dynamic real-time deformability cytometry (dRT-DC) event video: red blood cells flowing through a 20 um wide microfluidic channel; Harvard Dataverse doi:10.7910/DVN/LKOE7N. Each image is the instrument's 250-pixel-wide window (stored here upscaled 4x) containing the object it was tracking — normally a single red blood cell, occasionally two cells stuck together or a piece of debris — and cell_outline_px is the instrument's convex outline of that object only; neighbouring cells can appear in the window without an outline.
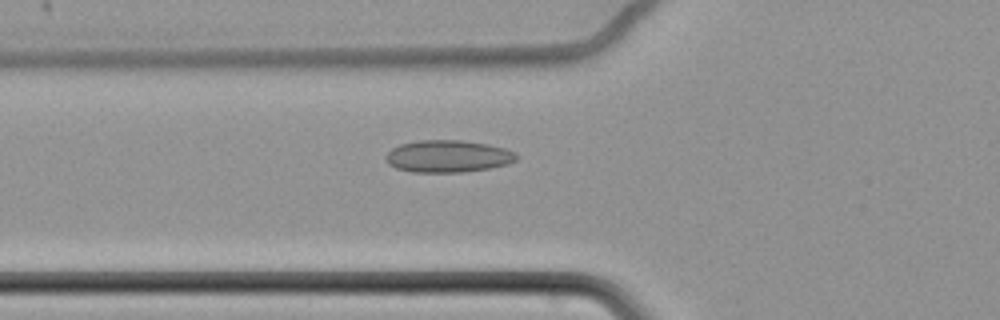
{"species": "common noctule bat (a hibernating species)", "species_latin": "Nyctalus noctula", "temperature_condition": "cold", "stored_images_in_passage": 62, "camera_frame_rate_fps": 3000, "um_per_image_px": 0.085, "animal": {"sex": "female", "body_mass_g": 22.7, "forearm_length_mm": 54.2}, "frame": {"image": 1, "passage_image": 24, "time_ms": 7.667, "image_size_px": [1000, 320], "cell_outline_px": [[520, 156], [516, 160], [508, 164], [492, 168], [464, 172], [412, 172], [396, 168], [388, 164], [384, 156], [392, 148], [400, 144], [420, 140], [460, 140], [488, 144], [504, 148], [516, 152]], "centroid_in_image_um": [38.1, 13.29], "position_along_channel_um": 87.7, "area_um2": 24.74}}
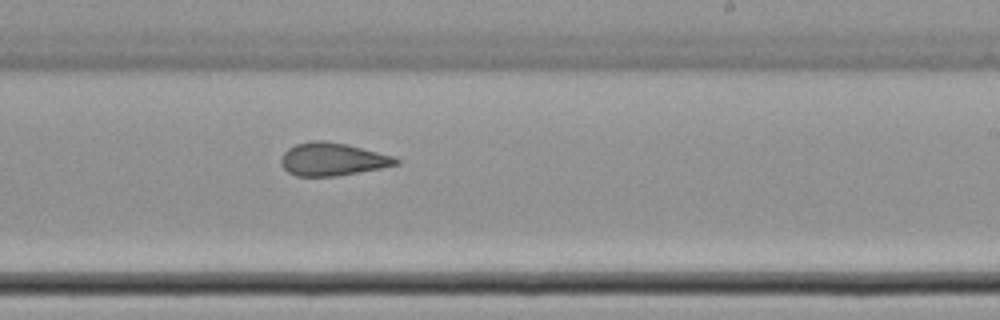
{"frame": {"image": 2, "passage_image": 39, "time_ms": 12.667, "image_size_px": [1000, 320], "cell_outline_px": [[400, 164], [380, 168], [336, 176], [296, 176], [288, 172], [280, 164], [280, 160], [284, 152], [288, 148], [296, 144], [312, 140], [324, 140], [344, 144], [396, 156], [400, 160]], "centroid_in_image_um": [28.26, 13.53], "position_along_channel_um": 260.7, "area_um2": 22.02}}
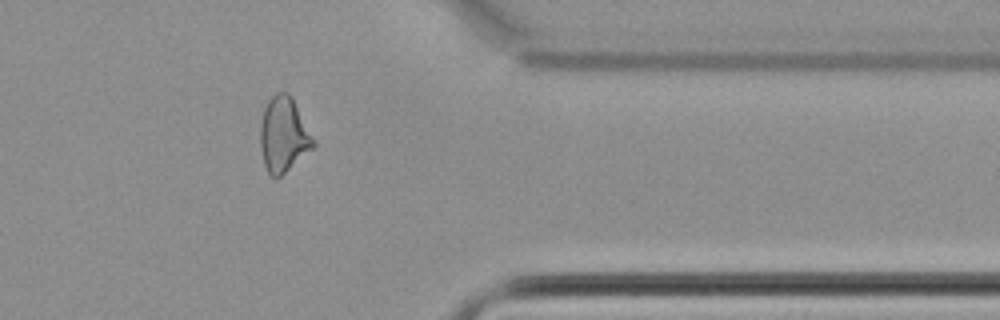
{"frame": {"image": 3, "passage_image": 51, "time_ms": 16.667, "image_size_px": [1000, 320], "cell_outline_px": [[316, 148], [276, 180], [268, 172], [264, 164], [260, 148], [260, 124], [264, 108], [268, 100], [276, 92], [288, 92], [292, 96], [316, 140]], "centroid_in_image_um": [24.14, 11.47], "position_along_channel_um": 387.3, "area_um2": 23.87}, "authors_computed_cell_mechanics": {"area_um2": 24.1893, "velocity_mm_per_s": 3.4552, "shape_relaxation_time_tau1_ms": null, "shape_relaxation_time_tau2_ms": 2.5067, "deformation_change_tau1": null, "deformation_change_tau2": 0.1087}}